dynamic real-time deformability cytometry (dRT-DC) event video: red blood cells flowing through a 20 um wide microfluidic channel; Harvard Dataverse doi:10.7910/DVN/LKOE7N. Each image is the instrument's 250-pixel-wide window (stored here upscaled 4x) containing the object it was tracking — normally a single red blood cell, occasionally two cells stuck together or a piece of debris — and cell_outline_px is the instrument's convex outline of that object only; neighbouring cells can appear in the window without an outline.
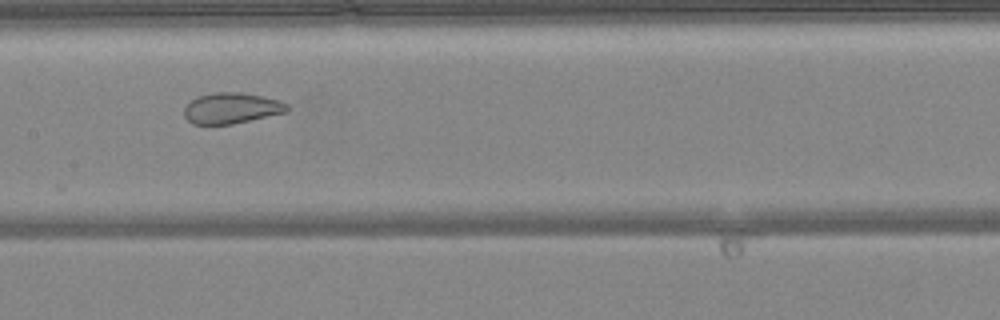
{"species": "common noctule bat (a hibernating species)", "species_latin": "Nyctalus noctula", "temperature_condition": "warm", "stored_images_in_passage": 50, "camera_frame_rate_fps": 3000, "um_per_image_px": 0.085, "animal": {"sex": "female", "body_mass_g": 24.6, "forearm_length_mm": 56.2}, "frame": {"image": 1, "passage_image": 25, "time_ms": 8.0, "image_size_px": [1000, 320], "cell_outline_px": [[288, 112], [232, 124], [192, 124], [184, 116], [184, 108], [196, 96], [216, 92], [240, 92], [280, 100], [288, 104]], "centroid_in_image_um": [19.68, 9.19], "position_along_channel_um": 187.7, "area_um2": 18.5}}
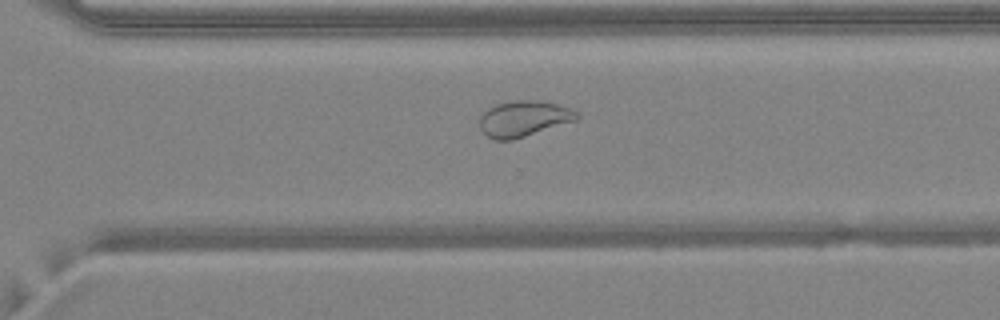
{"frame": {"image": 2, "passage_image": 35, "time_ms": 11.333, "image_size_px": [1000, 320], "cell_outline_px": [[580, 116], [576, 120], [512, 140], [492, 140], [480, 128], [480, 116], [488, 108], [496, 104], [520, 100], [536, 100], [556, 104], [568, 108], [576, 112]], "centroid_in_image_um": [44.48, 10.09], "position_along_channel_um": 326.1, "area_um2": 19.94}}
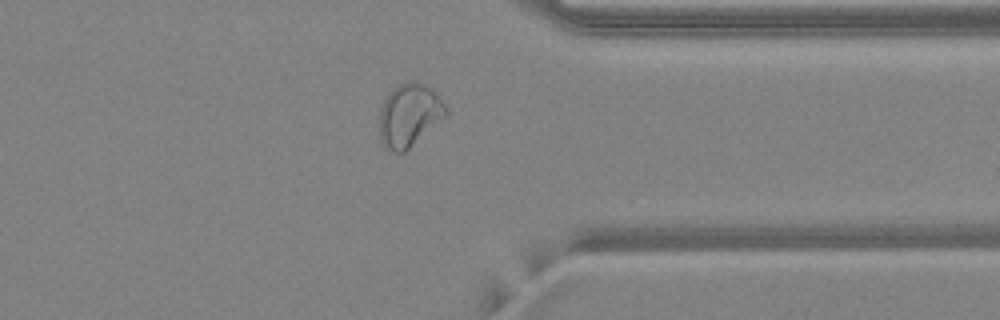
{"frame": {"image": 3, "passage_image": 39, "time_ms": 12.667, "image_size_px": [1000, 320], "cell_outline_px": [[448, 112], [444, 116], [404, 152], [392, 152], [380, 140], [380, 108], [388, 92], [396, 84], [408, 80], [416, 80], [432, 88], [444, 104]], "centroid_in_image_um": [34.75, 9.72], "position_along_channel_um": 376.6, "area_um2": 24.1}, "authors_computed_cell_mechanics": {"area_um2": 25.9233, "velocity_mm_per_s": 4.1659, "shape_relaxation_time_tau1_ms": null, "shape_relaxation_time_tau2_ms": 0.9377, "deformation_change_tau1": null, "deformation_change_tau2": 0.0702}}